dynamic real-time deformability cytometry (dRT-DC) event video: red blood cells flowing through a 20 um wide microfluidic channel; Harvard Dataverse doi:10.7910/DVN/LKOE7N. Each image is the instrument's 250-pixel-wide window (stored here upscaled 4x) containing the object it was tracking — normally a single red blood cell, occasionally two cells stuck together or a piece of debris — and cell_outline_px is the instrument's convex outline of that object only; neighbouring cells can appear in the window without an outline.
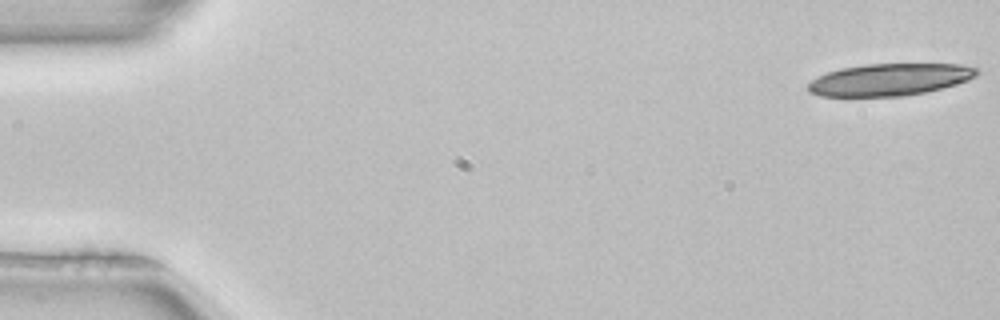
{"species": "common noctule bat (a hibernating species)", "species_latin": "Nyctalus noctula", "temperature_condition": "room temperature", "stored_images_in_passage": 19, "camera_frame_rate_fps": 3000, "um_per_image_px": 0.085, "animal": {"sex": "female", "body_mass_g": 22.7, "forearm_length_mm": 54.2}, "frame": {"image": 1, "passage_image": 1, "time_ms": 0.0, "image_size_px": [1000, 320], "cell_outline_px": [[980, 72], [976, 76], [968, 80], [956, 84], [924, 92], [904, 96], [820, 96], [808, 92], [808, 84], [816, 76], [840, 68], [864, 64], [960, 64], [980, 68]], "centroid_in_image_um": [75.62, 6.75], "position_along_channel_um": 9.4, "area_um2": 31.62}}